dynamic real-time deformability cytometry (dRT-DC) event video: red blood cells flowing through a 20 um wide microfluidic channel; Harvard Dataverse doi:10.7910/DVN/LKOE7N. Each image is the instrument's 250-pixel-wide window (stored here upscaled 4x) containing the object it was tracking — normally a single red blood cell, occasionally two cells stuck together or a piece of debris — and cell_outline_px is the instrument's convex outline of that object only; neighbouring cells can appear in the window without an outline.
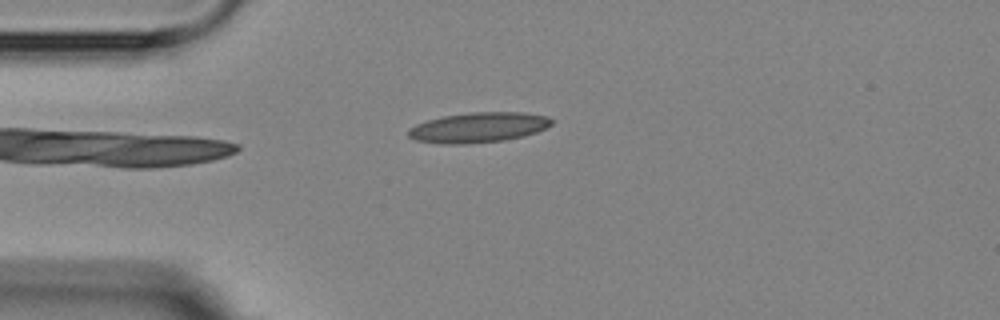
{"species": "Egyptian fruit bat (a non-hibernating species)", "species_latin": "Rousettus aegyptiacus", "temperature_condition": "room temperature", "stored_images_in_passage": 2, "camera_frame_rate_fps": 3000, "um_per_image_px": 0.085, "animal": {"sex": "female"}, "frame": {"image": 1, "passage_image": 2, "time_ms": 1.0, "image_size_px": [1000, 320], "cell_outline_px": [[556, 120], [552, 124], [536, 132], [524, 136], [504, 140], [464, 144], [440, 144], [416, 140], [408, 136], [408, 128], [416, 124], [428, 120], [444, 116], [468, 112], [524, 112], [548, 116]], "centroid_in_image_um": [40.68, 10.83], "position_along_channel_um": 44.3, "area_um2": 25.32}}